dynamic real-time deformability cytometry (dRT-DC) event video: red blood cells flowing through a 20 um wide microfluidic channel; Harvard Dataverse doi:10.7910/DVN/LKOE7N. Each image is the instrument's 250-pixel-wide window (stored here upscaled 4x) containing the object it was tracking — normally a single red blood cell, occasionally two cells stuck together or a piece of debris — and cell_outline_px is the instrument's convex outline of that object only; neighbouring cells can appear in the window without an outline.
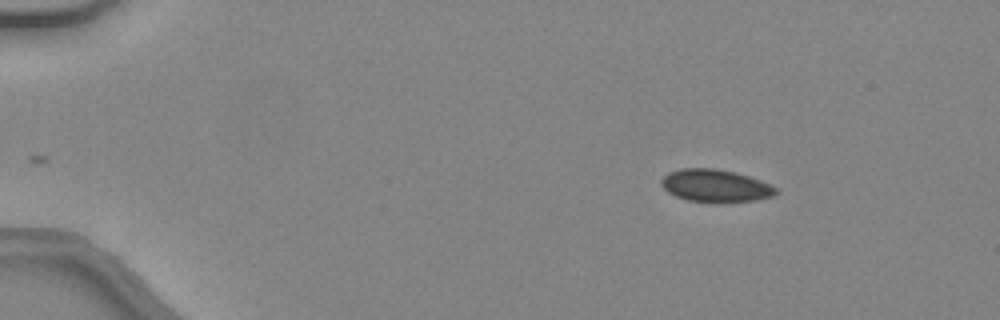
{"species": "common noctule bat (a hibernating species)", "species_latin": "Nyctalus noctula", "temperature_condition": "warm", "stored_images_in_passage": 11, "camera_frame_rate_fps": 3000, "um_per_image_px": 0.085, "animal": {"sex": "female", "body_mass_g": 24.6, "forearm_length_mm": 56.2}, "frame": {"image": 1, "passage_image": 1, "time_ms": 0.0, "image_size_px": [1000, 320], "cell_outline_px": [[776, 192], [772, 196], [756, 200], [724, 204], [712, 204], [688, 200], [676, 196], [668, 192], [660, 184], [660, 180], [668, 172], [680, 168], [716, 168], [736, 172], [760, 180], [776, 188]], "centroid_in_image_um": [60.78, 15.81], "position_along_channel_um": 24.2, "area_um2": 22.2}}
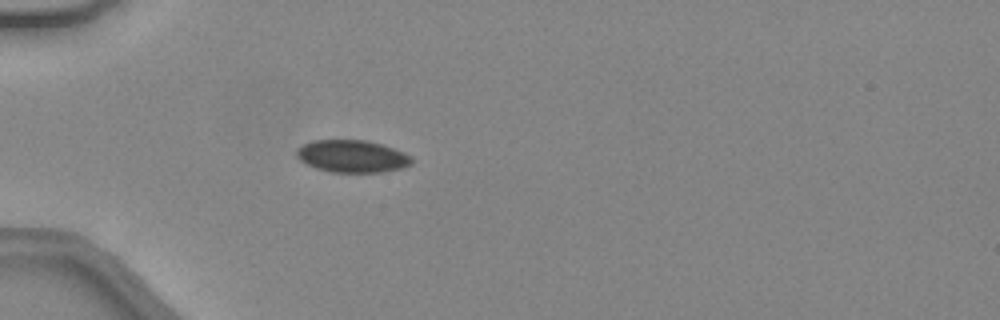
{"frame": {"image": 2, "passage_image": 9, "time_ms": 2.667, "image_size_px": [1000, 320], "cell_outline_px": [[412, 164], [400, 168], [384, 172], [332, 172], [316, 168], [300, 160], [296, 156], [296, 148], [312, 140], [368, 140], [404, 152], [412, 156]], "centroid_in_image_um": [29.93, 13.28], "position_along_channel_um": 55.1, "area_um2": 21.68}}